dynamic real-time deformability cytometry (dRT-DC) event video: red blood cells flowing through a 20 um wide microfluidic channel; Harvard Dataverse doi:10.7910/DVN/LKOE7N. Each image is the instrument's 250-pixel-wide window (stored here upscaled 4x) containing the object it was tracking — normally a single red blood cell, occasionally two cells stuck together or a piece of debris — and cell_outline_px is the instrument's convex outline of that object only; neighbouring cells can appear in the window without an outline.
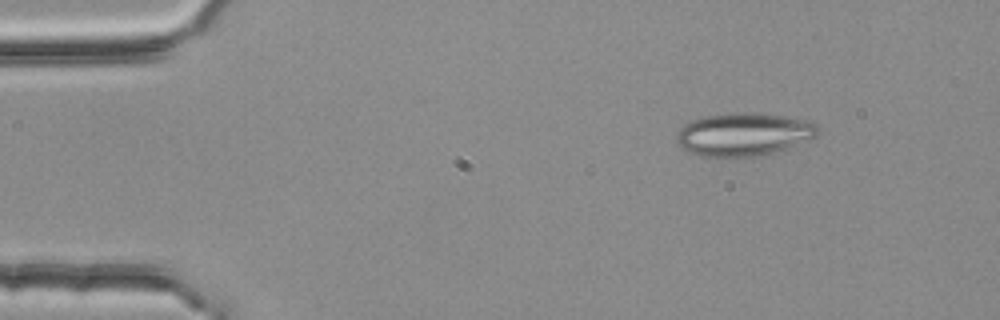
{"species": "common noctule bat (a hibernating species)", "species_latin": "Nyctalus noctula", "temperature_condition": "room temperature", "stored_images_in_passage": 4, "camera_frame_rate_fps": 3000, "um_per_image_px": 0.085, "animal": {"sex": "female", "body_mass_g": 25.1}, "frame": {"image": 1, "passage_image": 2, "time_ms": 0.333, "image_size_px": [1000, 320], "cell_outline_px": [[820, 132], [816, 136], [796, 144], [772, 152], [756, 156], [700, 156], [688, 152], [680, 148], [676, 140], [676, 132], [684, 124], [692, 120], [704, 116], [744, 112], [756, 112], [812, 120], [820, 128]], "centroid_in_image_um": [63.2, 11.4], "position_along_channel_um": 21.8, "area_um2": 35.43}}